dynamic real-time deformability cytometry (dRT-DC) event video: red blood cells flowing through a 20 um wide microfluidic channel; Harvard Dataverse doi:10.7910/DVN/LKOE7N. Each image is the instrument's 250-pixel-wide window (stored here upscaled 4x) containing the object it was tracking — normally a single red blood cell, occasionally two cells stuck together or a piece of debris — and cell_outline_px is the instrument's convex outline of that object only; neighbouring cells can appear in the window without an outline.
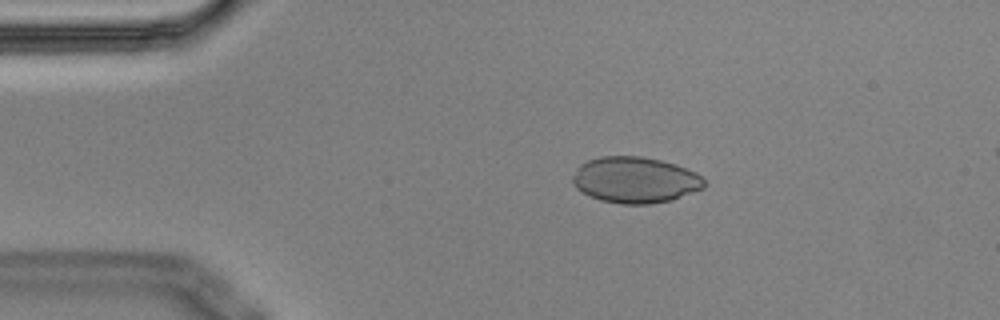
{"species": "Egyptian fruit bat (a non-hibernating species)", "species_latin": "Rousettus aegyptiacus", "temperature_condition": "cold", "stored_images_in_passage": 5, "camera_frame_rate_fps": 3000, "um_per_image_px": 0.085, "animal": {"sex": "male"}, "frame": {"image": 1, "passage_image": 3, "time_ms": 0.667, "image_size_px": [1000, 320], "cell_outline_px": [[704, 188], [672, 200], [648, 204], [620, 204], [600, 200], [576, 188], [572, 180], [572, 176], [580, 164], [588, 160], [600, 156], [640, 156], [660, 160], [676, 164], [696, 172], [704, 180]], "centroid_in_image_um": [53.99, 15.29], "position_along_channel_um": 31.0, "area_um2": 35.32}}